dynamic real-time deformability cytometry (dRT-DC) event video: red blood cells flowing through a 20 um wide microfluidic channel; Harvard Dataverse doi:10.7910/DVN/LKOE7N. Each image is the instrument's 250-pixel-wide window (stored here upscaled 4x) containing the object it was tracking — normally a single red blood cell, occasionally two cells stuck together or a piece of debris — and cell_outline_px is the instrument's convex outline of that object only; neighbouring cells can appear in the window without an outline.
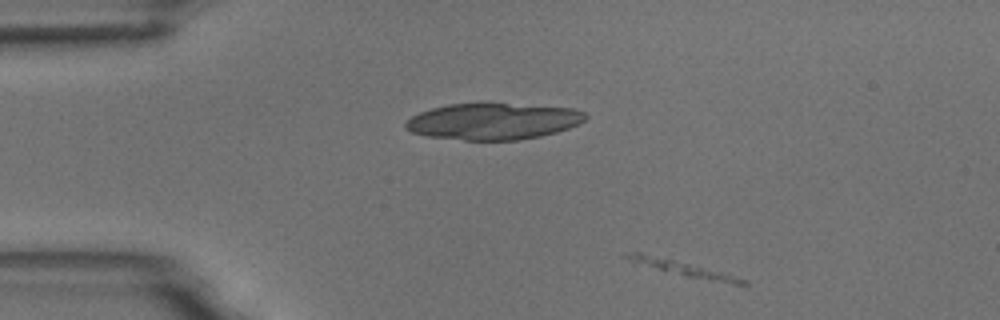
{"species": "common noctule bat (a hibernating species)", "species_latin": "Nyctalus noctula", "temperature_condition": "room temperature", "stored_images_in_passage": 4, "segment_of_instrument_passage": [2, 2], "camera_frame_rate_fps": 3000, "um_per_image_px": 0.085, "animal": {"sex": "male", "body_mass_g": 18.8}, "frame": {"image": 1, "passage_image": 4, "time_ms": 3.333, "image_size_px": [1000, 320], "cell_outline_px": [[748, 284], [744, 288], [664, 272], [632, 260], [624, 256], [624, 252], [640, 252], [688, 264], [748, 280]], "centroid_in_image_um": [58.25, 22.91], "position_along_channel_um": 26.7, "area_um2": 10.0}}